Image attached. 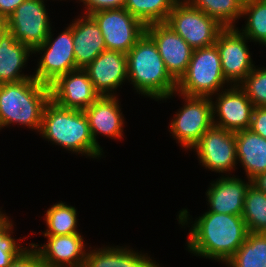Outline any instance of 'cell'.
Masks as SVG:
<instances>
[{"mask_svg":"<svg viewBox=\"0 0 266 267\" xmlns=\"http://www.w3.org/2000/svg\"><path fill=\"white\" fill-rule=\"evenodd\" d=\"M191 149L196 150L199 163L208 170L227 173L237 165L235 133L214 125Z\"/></svg>","mask_w":266,"mask_h":267,"instance_id":"12","label":"cell"},{"mask_svg":"<svg viewBox=\"0 0 266 267\" xmlns=\"http://www.w3.org/2000/svg\"><path fill=\"white\" fill-rule=\"evenodd\" d=\"M240 84L254 107H266V67H254Z\"/></svg>","mask_w":266,"mask_h":267,"instance_id":"30","label":"cell"},{"mask_svg":"<svg viewBox=\"0 0 266 267\" xmlns=\"http://www.w3.org/2000/svg\"><path fill=\"white\" fill-rule=\"evenodd\" d=\"M46 12L44 0H25L6 19L9 36L34 50L52 30Z\"/></svg>","mask_w":266,"mask_h":267,"instance_id":"10","label":"cell"},{"mask_svg":"<svg viewBox=\"0 0 266 267\" xmlns=\"http://www.w3.org/2000/svg\"><path fill=\"white\" fill-rule=\"evenodd\" d=\"M248 232L266 233V194L250 184L242 212Z\"/></svg>","mask_w":266,"mask_h":267,"instance_id":"25","label":"cell"},{"mask_svg":"<svg viewBox=\"0 0 266 267\" xmlns=\"http://www.w3.org/2000/svg\"><path fill=\"white\" fill-rule=\"evenodd\" d=\"M39 133L46 140L74 153L96 158L103 152L93 141L84 111L62 108L52 100L44 109Z\"/></svg>","mask_w":266,"mask_h":267,"instance_id":"4","label":"cell"},{"mask_svg":"<svg viewBox=\"0 0 266 267\" xmlns=\"http://www.w3.org/2000/svg\"><path fill=\"white\" fill-rule=\"evenodd\" d=\"M247 23L242 30L248 40L259 42L266 47V0H255L243 6L242 17Z\"/></svg>","mask_w":266,"mask_h":267,"instance_id":"29","label":"cell"},{"mask_svg":"<svg viewBox=\"0 0 266 267\" xmlns=\"http://www.w3.org/2000/svg\"><path fill=\"white\" fill-rule=\"evenodd\" d=\"M91 16L98 23L109 50L127 54L146 32V25L125 8L100 10Z\"/></svg>","mask_w":266,"mask_h":267,"instance_id":"9","label":"cell"},{"mask_svg":"<svg viewBox=\"0 0 266 267\" xmlns=\"http://www.w3.org/2000/svg\"><path fill=\"white\" fill-rule=\"evenodd\" d=\"M118 98L112 96H100L95 102L84 110L89 122L90 133L94 143L98 144L96 136L102 134L111 139L123 137L124 117Z\"/></svg>","mask_w":266,"mask_h":267,"instance_id":"18","label":"cell"},{"mask_svg":"<svg viewBox=\"0 0 266 267\" xmlns=\"http://www.w3.org/2000/svg\"><path fill=\"white\" fill-rule=\"evenodd\" d=\"M25 0H0V17L7 19Z\"/></svg>","mask_w":266,"mask_h":267,"instance_id":"35","label":"cell"},{"mask_svg":"<svg viewBox=\"0 0 266 267\" xmlns=\"http://www.w3.org/2000/svg\"><path fill=\"white\" fill-rule=\"evenodd\" d=\"M50 100V86L34 77L0 84V127L19 123L40 132L44 109Z\"/></svg>","mask_w":266,"mask_h":267,"instance_id":"3","label":"cell"},{"mask_svg":"<svg viewBox=\"0 0 266 267\" xmlns=\"http://www.w3.org/2000/svg\"><path fill=\"white\" fill-rule=\"evenodd\" d=\"M191 6L216 19L225 28H235L242 17L243 6L238 0H186Z\"/></svg>","mask_w":266,"mask_h":267,"instance_id":"26","label":"cell"},{"mask_svg":"<svg viewBox=\"0 0 266 267\" xmlns=\"http://www.w3.org/2000/svg\"><path fill=\"white\" fill-rule=\"evenodd\" d=\"M84 267H159L148 254L124 247H105L87 252Z\"/></svg>","mask_w":266,"mask_h":267,"instance_id":"22","label":"cell"},{"mask_svg":"<svg viewBox=\"0 0 266 267\" xmlns=\"http://www.w3.org/2000/svg\"><path fill=\"white\" fill-rule=\"evenodd\" d=\"M190 229L188 251L225 263L244 243L248 234L242 215L209 211L196 219Z\"/></svg>","mask_w":266,"mask_h":267,"instance_id":"1","label":"cell"},{"mask_svg":"<svg viewBox=\"0 0 266 267\" xmlns=\"http://www.w3.org/2000/svg\"><path fill=\"white\" fill-rule=\"evenodd\" d=\"M250 129L266 139V107H254Z\"/></svg>","mask_w":266,"mask_h":267,"instance_id":"34","label":"cell"},{"mask_svg":"<svg viewBox=\"0 0 266 267\" xmlns=\"http://www.w3.org/2000/svg\"><path fill=\"white\" fill-rule=\"evenodd\" d=\"M75 207L62 201L50 207L45 214L47 230L44 235H69L77 231V213Z\"/></svg>","mask_w":266,"mask_h":267,"instance_id":"28","label":"cell"},{"mask_svg":"<svg viewBox=\"0 0 266 267\" xmlns=\"http://www.w3.org/2000/svg\"><path fill=\"white\" fill-rule=\"evenodd\" d=\"M193 49L215 44L225 29L216 19L191 6L186 0H178L165 22Z\"/></svg>","mask_w":266,"mask_h":267,"instance_id":"6","label":"cell"},{"mask_svg":"<svg viewBox=\"0 0 266 267\" xmlns=\"http://www.w3.org/2000/svg\"><path fill=\"white\" fill-rule=\"evenodd\" d=\"M0 36H9L7 30V20L3 17H0Z\"/></svg>","mask_w":266,"mask_h":267,"instance_id":"37","label":"cell"},{"mask_svg":"<svg viewBox=\"0 0 266 267\" xmlns=\"http://www.w3.org/2000/svg\"><path fill=\"white\" fill-rule=\"evenodd\" d=\"M12 227V221L9 220L0 229V267H8L11 261L24 249L15 238H12Z\"/></svg>","mask_w":266,"mask_h":267,"instance_id":"31","label":"cell"},{"mask_svg":"<svg viewBox=\"0 0 266 267\" xmlns=\"http://www.w3.org/2000/svg\"><path fill=\"white\" fill-rule=\"evenodd\" d=\"M238 1L242 6H244V5L249 4L255 0H238Z\"/></svg>","mask_w":266,"mask_h":267,"instance_id":"39","label":"cell"},{"mask_svg":"<svg viewBox=\"0 0 266 267\" xmlns=\"http://www.w3.org/2000/svg\"><path fill=\"white\" fill-rule=\"evenodd\" d=\"M216 95V102L212 101L213 125L234 133L250 129L254 106L246 92L239 85H230Z\"/></svg>","mask_w":266,"mask_h":267,"instance_id":"13","label":"cell"},{"mask_svg":"<svg viewBox=\"0 0 266 267\" xmlns=\"http://www.w3.org/2000/svg\"><path fill=\"white\" fill-rule=\"evenodd\" d=\"M206 192L209 212L231 215H242L245 193L251 181L244 182L240 178L220 177Z\"/></svg>","mask_w":266,"mask_h":267,"instance_id":"20","label":"cell"},{"mask_svg":"<svg viewBox=\"0 0 266 267\" xmlns=\"http://www.w3.org/2000/svg\"><path fill=\"white\" fill-rule=\"evenodd\" d=\"M237 161L241 162L251 181L257 175L266 172V139L245 129L235 132Z\"/></svg>","mask_w":266,"mask_h":267,"instance_id":"21","label":"cell"},{"mask_svg":"<svg viewBox=\"0 0 266 267\" xmlns=\"http://www.w3.org/2000/svg\"><path fill=\"white\" fill-rule=\"evenodd\" d=\"M126 55L128 80L136 92L156 101L176 93L177 81L167 71L155 42L146 32Z\"/></svg>","mask_w":266,"mask_h":267,"instance_id":"2","label":"cell"},{"mask_svg":"<svg viewBox=\"0 0 266 267\" xmlns=\"http://www.w3.org/2000/svg\"><path fill=\"white\" fill-rule=\"evenodd\" d=\"M47 244H33L45 267H84L87 252L80 233L69 235H44Z\"/></svg>","mask_w":266,"mask_h":267,"instance_id":"17","label":"cell"},{"mask_svg":"<svg viewBox=\"0 0 266 267\" xmlns=\"http://www.w3.org/2000/svg\"><path fill=\"white\" fill-rule=\"evenodd\" d=\"M5 215H6L5 213L3 214L0 211V229L10 220L7 218L8 216H5Z\"/></svg>","mask_w":266,"mask_h":267,"instance_id":"38","label":"cell"},{"mask_svg":"<svg viewBox=\"0 0 266 267\" xmlns=\"http://www.w3.org/2000/svg\"><path fill=\"white\" fill-rule=\"evenodd\" d=\"M180 96L185 99L170 124L172 136L182 148L191 149L202 135L213 126L212 98L199 96Z\"/></svg>","mask_w":266,"mask_h":267,"instance_id":"7","label":"cell"},{"mask_svg":"<svg viewBox=\"0 0 266 267\" xmlns=\"http://www.w3.org/2000/svg\"><path fill=\"white\" fill-rule=\"evenodd\" d=\"M84 69L94 89L101 96H114L116 95L114 90L128 79L127 55L120 51L105 49Z\"/></svg>","mask_w":266,"mask_h":267,"instance_id":"16","label":"cell"},{"mask_svg":"<svg viewBox=\"0 0 266 267\" xmlns=\"http://www.w3.org/2000/svg\"><path fill=\"white\" fill-rule=\"evenodd\" d=\"M49 86L51 100L65 109L84 111L101 96L94 89L87 71L82 68L59 76Z\"/></svg>","mask_w":266,"mask_h":267,"instance_id":"15","label":"cell"},{"mask_svg":"<svg viewBox=\"0 0 266 267\" xmlns=\"http://www.w3.org/2000/svg\"><path fill=\"white\" fill-rule=\"evenodd\" d=\"M229 83L222 72L216 45L194 49L186 73L177 82L176 93L211 97Z\"/></svg>","mask_w":266,"mask_h":267,"instance_id":"5","label":"cell"},{"mask_svg":"<svg viewBox=\"0 0 266 267\" xmlns=\"http://www.w3.org/2000/svg\"><path fill=\"white\" fill-rule=\"evenodd\" d=\"M178 0H125L124 8L145 25L166 22Z\"/></svg>","mask_w":266,"mask_h":267,"instance_id":"27","label":"cell"},{"mask_svg":"<svg viewBox=\"0 0 266 267\" xmlns=\"http://www.w3.org/2000/svg\"><path fill=\"white\" fill-rule=\"evenodd\" d=\"M30 249L26 247L11 261L8 267H45L41 261L40 254L31 243Z\"/></svg>","mask_w":266,"mask_h":267,"instance_id":"32","label":"cell"},{"mask_svg":"<svg viewBox=\"0 0 266 267\" xmlns=\"http://www.w3.org/2000/svg\"><path fill=\"white\" fill-rule=\"evenodd\" d=\"M51 33L50 30L44 42L33 50L35 54H42L43 51L44 54L40 57L36 74L32 76L47 85L52 84L59 76L76 69L72 28L68 26L55 39Z\"/></svg>","mask_w":266,"mask_h":267,"instance_id":"8","label":"cell"},{"mask_svg":"<svg viewBox=\"0 0 266 267\" xmlns=\"http://www.w3.org/2000/svg\"><path fill=\"white\" fill-rule=\"evenodd\" d=\"M33 50L8 36L0 46V84L14 83L33 78L24 75V68L30 53Z\"/></svg>","mask_w":266,"mask_h":267,"instance_id":"23","label":"cell"},{"mask_svg":"<svg viewBox=\"0 0 266 267\" xmlns=\"http://www.w3.org/2000/svg\"><path fill=\"white\" fill-rule=\"evenodd\" d=\"M146 33L155 42L167 71L178 82L188 69L194 49L165 22L146 25Z\"/></svg>","mask_w":266,"mask_h":267,"instance_id":"14","label":"cell"},{"mask_svg":"<svg viewBox=\"0 0 266 267\" xmlns=\"http://www.w3.org/2000/svg\"><path fill=\"white\" fill-rule=\"evenodd\" d=\"M78 18L69 25L73 30L76 69L87 67L105 49L100 27L91 15Z\"/></svg>","mask_w":266,"mask_h":267,"instance_id":"19","label":"cell"},{"mask_svg":"<svg viewBox=\"0 0 266 267\" xmlns=\"http://www.w3.org/2000/svg\"><path fill=\"white\" fill-rule=\"evenodd\" d=\"M240 31L238 28H225L215 42L223 75L231 85H240L255 67L246 44L248 38Z\"/></svg>","mask_w":266,"mask_h":267,"instance_id":"11","label":"cell"},{"mask_svg":"<svg viewBox=\"0 0 266 267\" xmlns=\"http://www.w3.org/2000/svg\"><path fill=\"white\" fill-rule=\"evenodd\" d=\"M251 184L266 194V172L257 175L251 180Z\"/></svg>","mask_w":266,"mask_h":267,"instance_id":"36","label":"cell"},{"mask_svg":"<svg viewBox=\"0 0 266 267\" xmlns=\"http://www.w3.org/2000/svg\"><path fill=\"white\" fill-rule=\"evenodd\" d=\"M8 36H0V46L2 44V42L7 38Z\"/></svg>","mask_w":266,"mask_h":267,"instance_id":"40","label":"cell"},{"mask_svg":"<svg viewBox=\"0 0 266 267\" xmlns=\"http://www.w3.org/2000/svg\"><path fill=\"white\" fill-rule=\"evenodd\" d=\"M226 264L230 267H266V233L248 232L244 243Z\"/></svg>","mask_w":266,"mask_h":267,"instance_id":"24","label":"cell"},{"mask_svg":"<svg viewBox=\"0 0 266 267\" xmlns=\"http://www.w3.org/2000/svg\"><path fill=\"white\" fill-rule=\"evenodd\" d=\"M85 5L86 15H91L100 10L124 8L125 0H79Z\"/></svg>","mask_w":266,"mask_h":267,"instance_id":"33","label":"cell"}]
</instances>
